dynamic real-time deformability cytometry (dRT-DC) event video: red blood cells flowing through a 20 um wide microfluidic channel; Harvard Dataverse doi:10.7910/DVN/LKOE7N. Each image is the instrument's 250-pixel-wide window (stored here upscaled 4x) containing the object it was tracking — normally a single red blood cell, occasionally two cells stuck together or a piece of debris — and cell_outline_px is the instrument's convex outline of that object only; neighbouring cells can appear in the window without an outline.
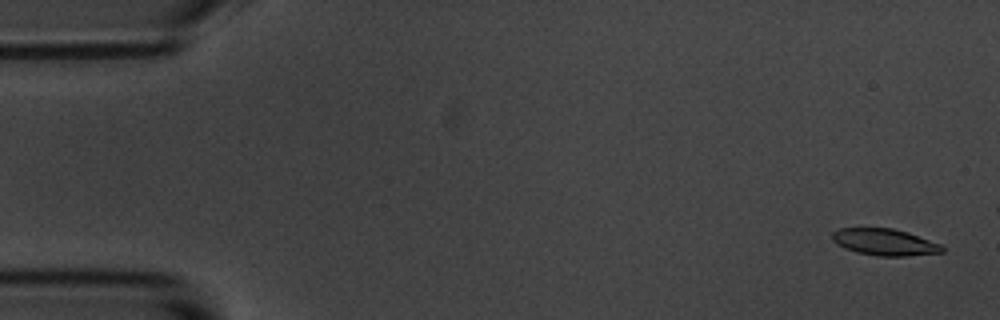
{"species": "common noctule bat (a hibernating species)", "species_latin": "Nyctalus noctula", "temperature_condition": "room temperature", "stored_images_in_passage": 5, "camera_frame_rate_fps": 3000, "um_per_image_px": 0.085, "animal": {"sex": "male", "body_mass_g": 20.1, "forearm_length_mm": 53.5}, "frame": {"image": 1, "passage_image": 1, "time_ms": 0.0, "image_size_px": [1000, 320], "cell_outline_px": [[944, 252], [908, 256], [876, 256], [856, 252], [844, 248], [836, 244], [832, 240], [832, 232], [840, 228], [892, 228], [908, 232], [940, 244], [944, 248]], "centroid_in_image_um": [75.17, 20.58], "position_along_channel_um": 9.8, "area_um2": 17.17}}